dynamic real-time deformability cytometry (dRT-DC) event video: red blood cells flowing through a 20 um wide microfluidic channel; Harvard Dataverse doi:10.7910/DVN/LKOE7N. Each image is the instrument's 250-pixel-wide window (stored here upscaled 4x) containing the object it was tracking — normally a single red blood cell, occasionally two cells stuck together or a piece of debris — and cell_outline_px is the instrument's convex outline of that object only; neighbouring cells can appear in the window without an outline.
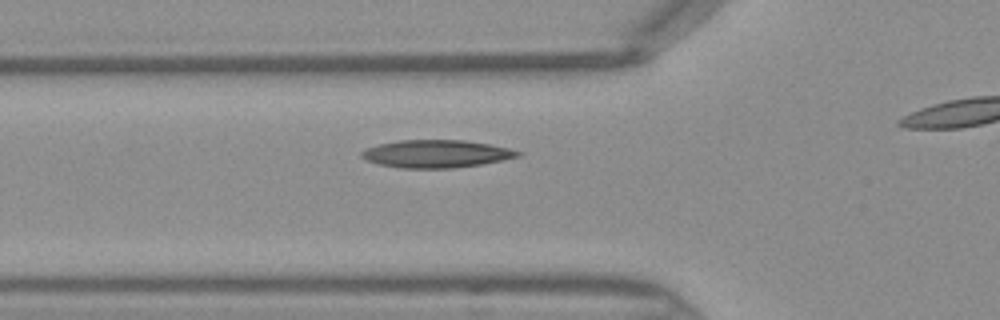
{"species": "Egyptian fruit bat (a non-hibernating species)", "species_latin": "Rousettus aegyptiacus", "temperature_condition": "warm", "stored_images_in_passage": 25, "camera_frame_rate_fps": 3000, "um_per_image_px": 0.085, "frame": {"image": 1, "passage_image": 3, "time_ms": 0.667, "image_size_px": [1000, 320], "cell_outline_px": [[524, 152], [520, 156], [480, 164], [452, 168], [400, 168], [380, 164], [368, 160], [360, 156], [360, 152], [364, 148], [380, 144], [400, 140], [464, 140], [488, 144], [508, 148]], "centroid_in_image_um": [37.06, 13.07], "position_along_channel_um": 88.7, "area_um2": 25.03}}
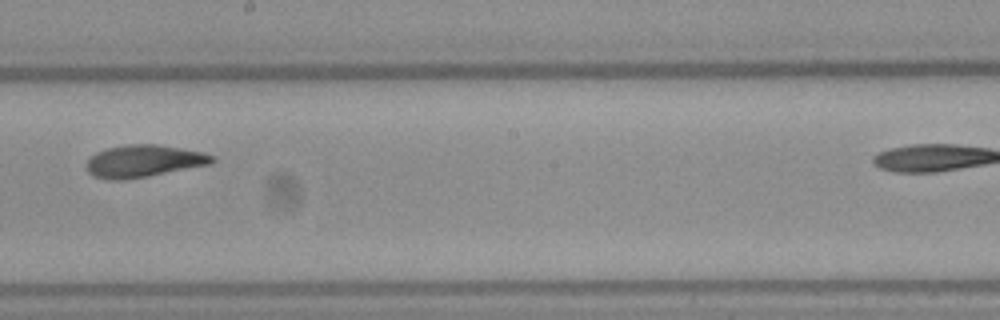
{"frame": {"image": 2, "passage_image": 13, "time_ms": 4.0, "image_size_px": [1000, 320], "cell_outline_px": [[216, 160], [212, 164], [148, 176], [124, 180], [108, 180], [92, 176], [88, 172], [88, 160], [96, 152], [108, 148], [128, 144], [156, 144], [204, 152], [216, 156]], "centroid_in_image_um": [12.25, 13.69], "position_along_channel_um": 235.9, "area_um2": 23.64}}
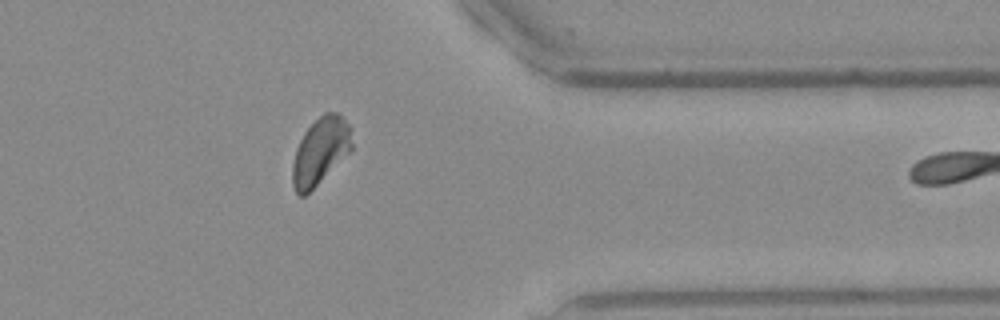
{"frame": {"image": 3, "passage_image": 24, "time_ms": 7.667, "image_size_px": [1000, 320], "cell_outline_px": [[352, 152], [304, 196], [300, 196], [296, 192], [292, 184], [292, 164], [296, 148], [304, 132], [324, 112], [336, 112], [352, 128]], "centroid_in_image_um": [27.25, 12.85], "position_along_channel_um": 384.2, "area_um2": 23.24}}